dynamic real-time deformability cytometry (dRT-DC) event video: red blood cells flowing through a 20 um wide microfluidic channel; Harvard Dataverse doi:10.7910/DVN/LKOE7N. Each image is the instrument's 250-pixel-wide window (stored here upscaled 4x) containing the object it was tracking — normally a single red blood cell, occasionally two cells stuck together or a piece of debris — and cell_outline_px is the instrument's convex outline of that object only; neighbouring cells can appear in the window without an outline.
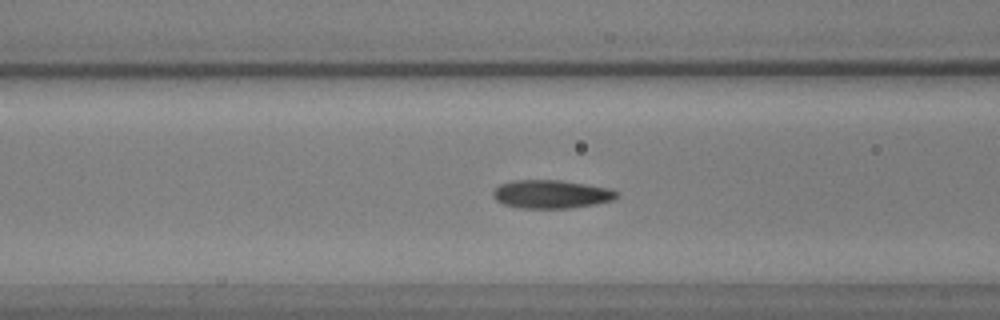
{"species": "common noctule bat (a hibernating species)", "species_latin": "Nyctalus noctula", "temperature_condition": "warm", "stored_images_in_passage": 49, "camera_frame_rate_fps": 3000, "um_per_image_px": 0.085, "animal": {"sex": "male", "body_mass_g": 17.9, "forearm_length_mm": 54.2}, "frame": {"image": 1, "passage_image": 23, "time_ms": 7.333, "image_size_px": [1000, 320], "cell_outline_px": [[616, 196], [612, 200], [572, 208], [520, 208], [504, 204], [496, 200], [492, 196], [492, 192], [500, 184], [512, 180], [560, 180], [608, 188], [616, 192]], "centroid_in_image_um": [46.78, 16.5], "position_along_channel_um": 119.8, "area_um2": 20.17}}
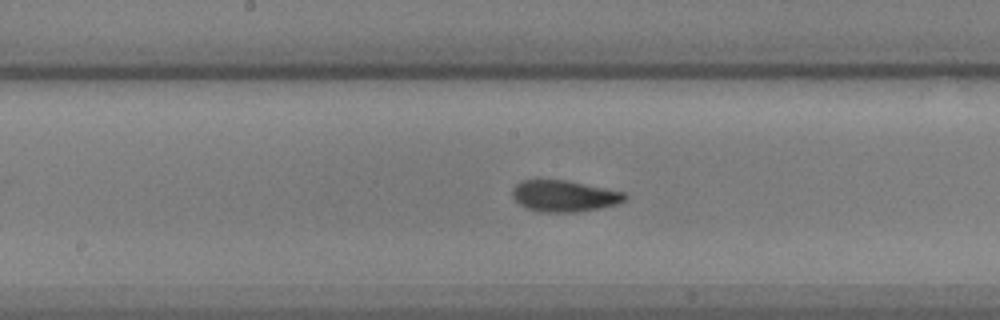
{"frame": {"image": 2, "passage_image": 30, "time_ms": 9.667, "image_size_px": [1000, 320], "cell_outline_px": [[628, 196], [624, 200], [616, 204], [600, 208], [576, 212], [540, 212], [524, 208], [512, 196], [512, 188], [520, 180], [564, 180], [624, 192]], "centroid_in_image_um": [47.91, 16.67], "position_along_channel_um": 200.3, "area_um2": 20.46}}
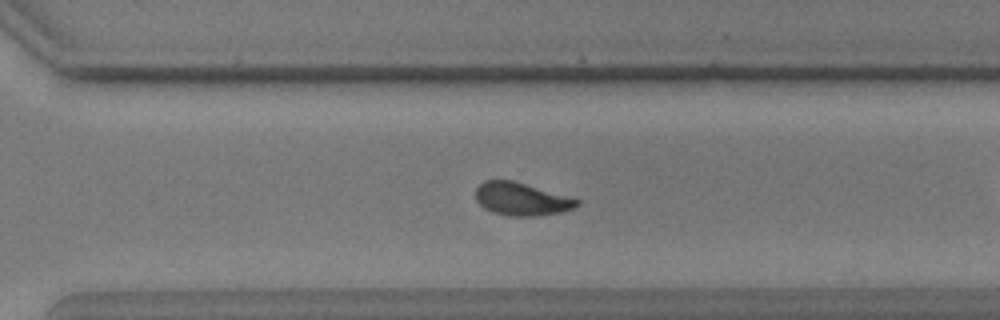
{"frame": {"image": 3, "passage_image": 41, "time_ms": 13.333, "image_size_px": [1000, 320], "cell_outline_px": [[580, 204], [576, 208], [560, 212], [536, 216], [508, 216], [492, 212], [484, 208], [476, 200], [476, 188], [484, 180], [512, 180], [568, 196], [580, 200]], "centroid_in_image_um": [44.33, 16.92], "position_along_channel_um": 326.3, "area_um2": 19.42}}